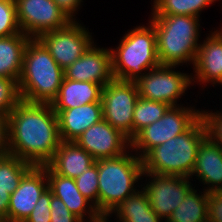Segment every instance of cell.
Instances as JSON below:
<instances>
[{"mask_svg":"<svg viewBox=\"0 0 222 222\" xmlns=\"http://www.w3.org/2000/svg\"><path fill=\"white\" fill-rule=\"evenodd\" d=\"M197 192L195 187H192L166 222H208V192Z\"/></svg>","mask_w":222,"mask_h":222,"instance_id":"d4e9b609","label":"cell"},{"mask_svg":"<svg viewBox=\"0 0 222 222\" xmlns=\"http://www.w3.org/2000/svg\"><path fill=\"white\" fill-rule=\"evenodd\" d=\"M9 154L33 166L47 165L61 138L51 104L21 101L8 115Z\"/></svg>","mask_w":222,"mask_h":222,"instance_id":"6da1fadb","label":"cell"},{"mask_svg":"<svg viewBox=\"0 0 222 222\" xmlns=\"http://www.w3.org/2000/svg\"><path fill=\"white\" fill-rule=\"evenodd\" d=\"M31 37L18 33L0 37V76L19 80L26 46Z\"/></svg>","mask_w":222,"mask_h":222,"instance_id":"603a6c76","label":"cell"},{"mask_svg":"<svg viewBox=\"0 0 222 222\" xmlns=\"http://www.w3.org/2000/svg\"><path fill=\"white\" fill-rule=\"evenodd\" d=\"M61 141H75L90 126L103 119L102 103L93 102L57 114Z\"/></svg>","mask_w":222,"mask_h":222,"instance_id":"d6986e66","label":"cell"},{"mask_svg":"<svg viewBox=\"0 0 222 222\" xmlns=\"http://www.w3.org/2000/svg\"><path fill=\"white\" fill-rule=\"evenodd\" d=\"M74 142L95 160L119 157L131 150V141L104 119L86 129Z\"/></svg>","mask_w":222,"mask_h":222,"instance_id":"4fadbf2b","label":"cell"},{"mask_svg":"<svg viewBox=\"0 0 222 222\" xmlns=\"http://www.w3.org/2000/svg\"><path fill=\"white\" fill-rule=\"evenodd\" d=\"M96 46L93 43L79 59L64 69V78L98 83L103 87L112 81L110 49Z\"/></svg>","mask_w":222,"mask_h":222,"instance_id":"9a60e30c","label":"cell"},{"mask_svg":"<svg viewBox=\"0 0 222 222\" xmlns=\"http://www.w3.org/2000/svg\"><path fill=\"white\" fill-rule=\"evenodd\" d=\"M50 220L51 222H83L69 211L60 198L54 195L51 196L50 202Z\"/></svg>","mask_w":222,"mask_h":222,"instance_id":"d6a6232c","label":"cell"},{"mask_svg":"<svg viewBox=\"0 0 222 222\" xmlns=\"http://www.w3.org/2000/svg\"><path fill=\"white\" fill-rule=\"evenodd\" d=\"M170 106L139 97L133 112L132 139L146 126L159 120Z\"/></svg>","mask_w":222,"mask_h":222,"instance_id":"4316f807","label":"cell"},{"mask_svg":"<svg viewBox=\"0 0 222 222\" xmlns=\"http://www.w3.org/2000/svg\"><path fill=\"white\" fill-rule=\"evenodd\" d=\"M57 6L63 10L71 20H75L74 15L81 7L83 0H53ZM80 6V7H79ZM79 7V8H78Z\"/></svg>","mask_w":222,"mask_h":222,"instance_id":"d590c367","label":"cell"},{"mask_svg":"<svg viewBox=\"0 0 222 222\" xmlns=\"http://www.w3.org/2000/svg\"><path fill=\"white\" fill-rule=\"evenodd\" d=\"M103 86L89 81L63 78L56 99L51 103L56 114L84 104L101 102Z\"/></svg>","mask_w":222,"mask_h":222,"instance_id":"44dd1931","label":"cell"},{"mask_svg":"<svg viewBox=\"0 0 222 222\" xmlns=\"http://www.w3.org/2000/svg\"><path fill=\"white\" fill-rule=\"evenodd\" d=\"M90 34L92 33L75 19L63 28L41 34L38 39L64 70L79 59L94 43L93 36Z\"/></svg>","mask_w":222,"mask_h":222,"instance_id":"30bf717a","label":"cell"},{"mask_svg":"<svg viewBox=\"0 0 222 222\" xmlns=\"http://www.w3.org/2000/svg\"><path fill=\"white\" fill-rule=\"evenodd\" d=\"M150 19L156 32L159 63L176 67L192 63L194 66L200 45V18L190 15H152Z\"/></svg>","mask_w":222,"mask_h":222,"instance_id":"3957f363","label":"cell"},{"mask_svg":"<svg viewBox=\"0 0 222 222\" xmlns=\"http://www.w3.org/2000/svg\"><path fill=\"white\" fill-rule=\"evenodd\" d=\"M193 67V73L196 74L192 76V84L200 82L199 85H222V28L214 30L200 42Z\"/></svg>","mask_w":222,"mask_h":222,"instance_id":"2e32d148","label":"cell"},{"mask_svg":"<svg viewBox=\"0 0 222 222\" xmlns=\"http://www.w3.org/2000/svg\"><path fill=\"white\" fill-rule=\"evenodd\" d=\"M176 66L159 65L146 72L135 83L139 97L179 106V98L192 85V75L175 70Z\"/></svg>","mask_w":222,"mask_h":222,"instance_id":"9c48e42d","label":"cell"},{"mask_svg":"<svg viewBox=\"0 0 222 222\" xmlns=\"http://www.w3.org/2000/svg\"><path fill=\"white\" fill-rule=\"evenodd\" d=\"M21 101L18 80L0 76V115L8 117Z\"/></svg>","mask_w":222,"mask_h":222,"instance_id":"83f0119b","label":"cell"},{"mask_svg":"<svg viewBox=\"0 0 222 222\" xmlns=\"http://www.w3.org/2000/svg\"><path fill=\"white\" fill-rule=\"evenodd\" d=\"M217 0H154L151 15H190L199 14Z\"/></svg>","mask_w":222,"mask_h":222,"instance_id":"484cf974","label":"cell"},{"mask_svg":"<svg viewBox=\"0 0 222 222\" xmlns=\"http://www.w3.org/2000/svg\"><path fill=\"white\" fill-rule=\"evenodd\" d=\"M198 177L206 192L222 191V148L208 136L201 142L190 178Z\"/></svg>","mask_w":222,"mask_h":222,"instance_id":"ac0fdd59","label":"cell"},{"mask_svg":"<svg viewBox=\"0 0 222 222\" xmlns=\"http://www.w3.org/2000/svg\"><path fill=\"white\" fill-rule=\"evenodd\" d=\"M47 188L46 165L33 166L23 176L17 189L11 194L7 222H24Z\"/></svg>","mask_w":222,"mask_h":222,"instance_id":"5bb4252c","label":"cell"},{"mask_svg":"<svg viewBox=\"0 0 222 222\" xmlns=\"http://www.w3.org/2000/svg\"><path fill=\"white\" fill-rule=\"evenodd\" d=\"M9 155L8 117L0 115V158Z\"/></svg>","mask_w":222,"mask_h":222,"instance_id":"e575fe53","label":"cell"},{"mask_svg":"<svg viewBox=\"0 0 222 222\" xmlns=\"http://www.w3.org/2000/svg\"><path fill=\"white\" fill-rule=\"evenodd\" d=\"M32 167V164L10 154L0 158V222H7L11 194Z\"/></svg>","mask_w":222,"mask_h":222,"instance_id":"7402d4cb","label":"cell"},{"mask_svg":"<svg viewBox=\"0 0 222 222\" xmlns=\"http://www.w3.org/2000/svg\"><path fill=\"white\" fill-rule=\"evenodd\" d=\"M128 150L119 157L96 160L98 166V212L110 214L138 189L142 178V160ZM128 153V154H127Z\"/></svg>","mask_w":222,"mask_h":222,"instance_id":"8992f818","label":"cell"},{"mask_svg":"<svg viewBox=\"0 0 222 222\" xmlns=\"http://www.w3.org/2000/svg\"><path fill=\"white\" fill-rule=\"evenodd\" d=\"M208 222H222V191L208 193Z\"/></svg>","mask_w":222,"mask_h":222,"instance_id":"836d02e7","label":"cell"},{"mask_svg":"<svg viewBox=\"0 0 222 222\" xmlns=\"http://www.w3.org/2000/svg\"><path fill=\"white\" fill-rule=\"evenodd\" d=\"M206 137V126L200 117L184 133L150 149L141 158L143 172L190 178L198 148Z\"/></svg>","mask_w":222,"mask_h":222,"instance_id":"277c9868","label":"cell"},{"mask_svg":"<svg viewBox=\"0 0 222 222\" xmlns=\"http://www.w3.org/2000/svg\"><path fill=\"white\" fill-rule=\"evenodd\" d=\"M95 161L74 141H61L53 159L47 165L60 176L76 179Z\"/></svg>","mask_w":222,"mask_h":222,"instance_id":"ffe728a7","label":"cell"},{"mask_svg":"<svg viewBox=\"0 0 222 222\" xmlns=\"http://www.w3.org/2000/svg\"><path fill=\"white\" fill-rule=\"evenodd\" d=\"M127 32L119 46L110 49L112 72L114 79L136 82L147 71L160 65L156 32L150 22Z\"/></svg>","mask_w":222,"mask_h":222,"instance_id":"5b68a950","label":"cell"},{"mask_svg":"<svg viewBox=\"0 0 222 222\" xmlns=\"http://www.w3.org/2000/svg\"><path fill=\"white\" fill-rule=\"evenodd\" d=\"M114 213L119 222H163L150 207L143 188L128 196L109 215L112 216Z\"/></svg>","mask_w":222,"mask_h":222,"instance_id":"cb8c5ba5","label":"cell"},{"mask_svg":"<svg viewBox=\"0 0 222 222\" xmlns=\"http://www.w3.org/2000/svg\"><path fill=\"white\" fill-rule=\"evenodd\" d=\"M76 185L80 193L91 201L98 211V166L95 163L87 170L83 171L80 176L75 179Z\"/></svg>","mask_w":222,"mask_h":222,"instance_id":"f1b7e54d","label":"cell"},{"mask_svg":"<svg viewBox=\"0 0 222 222\" xmlns=\"http://www.w3.org/2000/svg\"><path fill=\"white\" fill-rule=\"evenodd\" d=\"M21 33L15 0H0V37Z\"/></svg>","mask_w":222,"mask_h":222,"instance_id":"f546056e","label":"cell"},{"mask_svg":"<svg viewBox=\"0 0 222 222\" xmlns=\"http://www.w3.org/2000/svg\"><path fill=\"white\" fill-rule=\"evenodd\" d=\"M52 191L47 188L37 201L33 211L24 222H51L50 202Z\"/></svg>","mask_w":222,"mask_h":222,"instance_id":"1f68e13d","label":"cell"},{"mask_svg":"<svg viewBox=\"0 0 222 222\" xmlns=\"http://www.w3.org/2000/svg\"><path fill=\"white\" fill-rule=\"evenodd\" d=\"M201 117L206 126L207 136L222 148V112L202 109Z\"/></svg>","mask_w":222,"mask_h":222,"instance_id":"4dcf8cb0","label":"cell"},{"mask_svg":"<svg viewBox=\"0 0 222 222\" xmlns=\"http://www.w3.org/2000/svg\"><path fill=\"white\" fill-rule=\"evenodd\" d=\"M46 172L48 188L54 196L63 201L71 213L83 222L94 219L100 214L95 205L80 193L75 179L56 174L48 165H46Z\"/></svg>","mask_w":222,"mask_h":222,"instance_id":"e0dca14e","label":"cell"},{"mask_svg":"<svg viewBox=\"0 0 222 222\" xmlns=\"http://www.w3.org/2000/svg\"><path fill=\"white\" fill-rule=\"evenodd\" d=\"M21 32L31 38L65 27L72 21L53 0H15Z\"/></svg>","mask_w":222,"mask_h":222,"instance_id":"8fae6325","label":"cell"},{"mask_svg":"<svg viewBox=\"0 0 222 222\" xmlns=\"http://www.w3.org/2000/svg\"><path fill=\"white\" fill-rule=\"evenodd\" d=\"M182 106H170L159 120L131 140V149L138 157L142 158L150 149L184 133L201 117L199 109Z\"/></svg>","mask_w":222,"mask_h":222,"instance_id":"52a82bcc","label":"cell"},{"mask_svg":"<svg viewBox=\"0 0 222 222\" xmlns=\"http://www.w3.org/2000/svg\"><path fill=\"white\" fill-rule=\"evenodd\" d=\"M139 98L135 82L113 79L102 89L103 119L132 140L133 112Z\"/></svg>","mask_w":222,"mask_h":222,"instance_id":"ba28073f","label":"cell"},{"mask_svg":"<svg viewBox=\"0 0 222 222\" xmlns=\"http://www.w3.org/2000/svg\"><path fill=\"white\" fill-rule=\"evenodd\" d=\"M145 175L149 180L143 184L144 186H140L146 192L152 210L166 222L192 188L193 184L189 181L191 179L183 176L143 172L142 176Z\"/></svg>","mask_w":222,"mask_h":222,"instance_id":"7c38bea8","label":"cell"},{"mask_svg":"<svg viewBox=\"0 0 222 222\" xmlns=\"http://www.w3.org/2000/svg\"><path fill=\"white\" fill-rule=\"evenodd\" d=\"M108 217L111 216L109 214H99L97 217L87 222H110V220H108L109 219Z\"/></svg>","mask_w":222,"mask_h":222,"instance_id":"8d00e7d4","label":"cell"},{"mask_svg":"<svg viewBox=\"0 0 222 222\" xmlns=\"http://www.w3.org/2000/svg\"><path fill=\"white\" fill-rule=\"evenodd\" d=\"M64 70L38 38L26 46L18 80L21 99L29 103L51 104L57 97Z\"/></svg>","mask_w":222,"mask_h":222,"instance_id":"7a4b0ae2","label":"cell"}]
</instances>
